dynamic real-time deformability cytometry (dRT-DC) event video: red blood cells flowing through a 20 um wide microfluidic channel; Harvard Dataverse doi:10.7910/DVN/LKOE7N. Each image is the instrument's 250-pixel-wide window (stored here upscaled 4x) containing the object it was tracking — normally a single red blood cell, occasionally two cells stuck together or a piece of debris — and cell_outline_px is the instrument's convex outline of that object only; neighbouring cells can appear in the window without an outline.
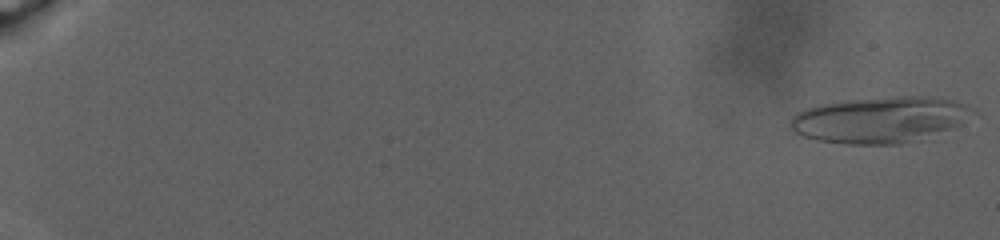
{"species": "human", "species_latin": "Homo sapiens", "temperature_condition": "warm", "stored_images_in_passage": 36, "camera_frame_rate_fps": 3000, "um_per_image_px": 0.085, "donor": {"sex": "male"}, "frame": {"image": 1, "passage_image": 1, "time_ms": 0.0, "image_size_px": [1000, 240], "cell_outline_px": [[976, 112], [960, 124], [920, 140], [900, 144], [844, 144], [816, 140], [804, 136], [796, 132], [792, 128], [792, 116], [796, 112], [820, 104], [844, 100], [896, 96], [928, 96], [952, 100], [976, 108]], "centroid_in_image_um": [74.83, 10.17], "position_along_channel_um": 10.2, "area_um2": 49.01}}
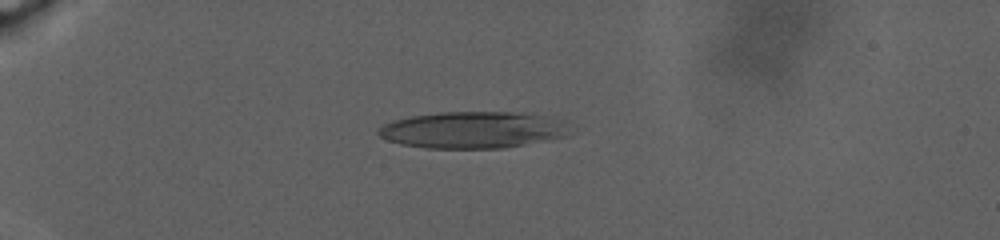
{"frame": {"image": 2, "passage_image": 26, "time_ms": 8.667, "image_size_px": [1000, 240], "cell_outline_px": [[576, 132], [568, 136], [552, 140], [504, 148], [424, 148], [400, 144], [388, 140], [380, 136], [376, 132], [384, 124], [392, 120], [412, 116], [440, 112], [532, 112], [556, 116], [568, 120]], "centroid_in_image_um": [40.42, 11.03], "position_along_channel_um": 44.6, "area_um2": 42.37}}